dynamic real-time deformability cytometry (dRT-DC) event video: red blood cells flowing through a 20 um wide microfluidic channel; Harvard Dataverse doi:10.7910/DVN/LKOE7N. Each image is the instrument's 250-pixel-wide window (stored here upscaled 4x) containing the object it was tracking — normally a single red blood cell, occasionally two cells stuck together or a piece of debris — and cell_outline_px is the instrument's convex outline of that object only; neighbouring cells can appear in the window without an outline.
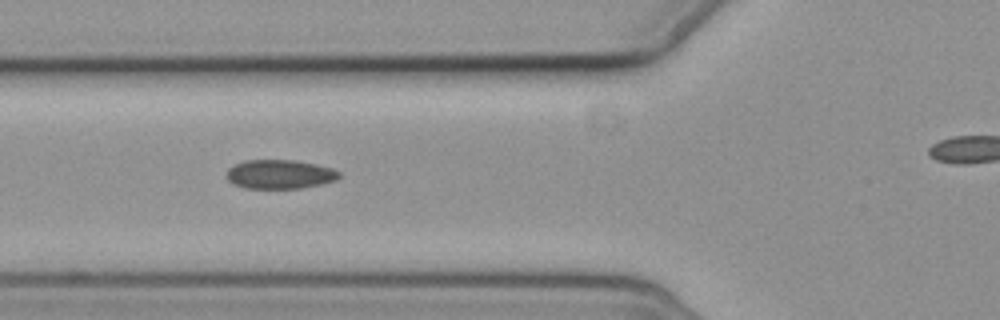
{"species": "common noctule bat (a hibernating species)", "species_latin": "Nyctalus noctula", "temperature_condition": "cold", "stored_images_in_passage": 9, "camera_frame_rate_fps": 3000, "um_per_image_px": 0.085, "animal": {"sex": "female", "body_mass_g": 19.3, "forearm_length_mm": 54.1}, "frame": {"image": 1, "passage_image": 4, "time_ms": 4.333, "image_size_px": [1000, 320], "cell_outline_px": [[340, 176], [336, 180], [324, 184], [300, 188], [244, 188], [232, 184], [228, 180], [228, 168], [232, 164], [244, 160], [296, 160], [316, 164], [332, 168], [340, 172]], "centroid_in_image_um": [23.78, 14.81], "position_along_channel_um": 102.0, "area_um2": 19.25}}
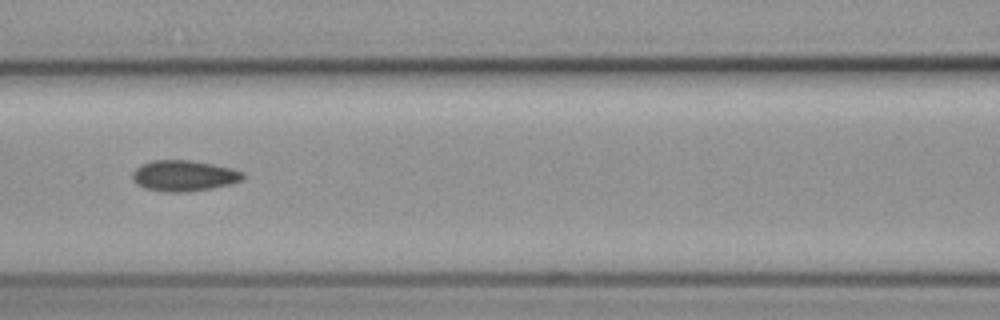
{"frame": {"image": 2, "passage_image": 5, "time_ms": 5.667, "image_size_px": [1000, 320], "cell_outline_px": [[244, 180], [232, 184], [212, 188], [184, 192], [164, 192], [144, 188], [136, 184], [132, 180], [132, 172], [140, 164], [152, 160], [192, 160], [232, 168], [244, 172]], "centroid_in_image_um": [15.63, 14.94], "position_along_channel_um": 151.0, "area_um2": 20.17}}